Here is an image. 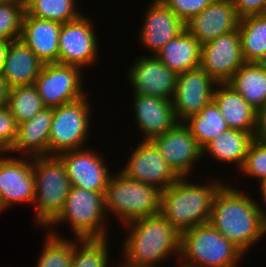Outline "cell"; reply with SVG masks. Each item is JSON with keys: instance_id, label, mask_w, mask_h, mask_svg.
Here are the masks:
<instances>
[{"instance_id": "1", "label": "cell", "mask_w": 266, "mask_h": 267, "mask_svg": "<svg viewBox=\"0 0 266 267\" xmlns=\"http://www.w3.org/2000/svg\"><path fill=\"white\" fill-rule=\"evenodd\" d=\"M233 187L226 181L217 191L209 223L246 255L265 236L266 228L257 202Z\"/></svg>"}, {"instance_id": "2", "label": "cell", "mask_w": 266, "mask_h": 267, "mask_svg": "<svg viewBox=\"0 0 266 267\" xmlns=\"http://www.w3.org/2000/svg\"><path fill=\"white\" fill-rule=\"evenodd\" d=\"M122 227L127 230L121 245L124 266L158 267L169 257L179 259L180 233L161 214L139 218Z\"/></svg>"}, {"instance_id": "3", "label": "cell", "mask_w": 266, "mask_h": 267, "mask_svg": "<svg viewBox=\"0 0 266 267\" xmlns=\"http://www.w3.org/2000/svg\"><path fill=\"white\" fill-rule=\"evenodd\" d=\"M219 180L196 184L180 177L162 191L160 214L179 233L209 223L215 194L225 184Z\"/></svg>"}, {"instance_id": "4", "label": "cell", "mask_w": 266, "mask_h": 267, "mask_svg": "<svg viewBox=\"0 0 266 267\" xmlns=\"http://www.w3.org/2000/svg\"><path fill=\"white\" fill-rule=\"evenodd\" d=\"M245 254L210 223L180 233L177 267H237Z\"/></svg>"}, {"instance_id": "5", "label": "cell", "mask_w": 266, "mask_h": 267, "mask_svg": "<svg viewBox=\"0 0 266 267\" xmlns=\"http://www.w3.org/2000/svg\"><path fill=\"white\" fill-rule=\"evenodd\" d=\"M161 193L156 186L135 181L119 170L109 178L104 193L105 212L117 216L122 225L160 214Z\"/></svg>"}, {"instance_id": "6", "label": "cell", "mask_w": 266, "mask_h": 267, "mask_svg": "<svg viewBox=\"0 0 266 267\" xmlns=\"http://www.w3.org/2000/svg\"><path fill=\"white\" fill-rule=\"evenodd\" d=\"M105 192H92L72 186L63 209L46 226L69 223L74 238L79 239H106L109 228L106 226ZM105 223V224H104ZM50 226V227H49Z\"/></svg>"}, {"instance_id": "7", "label": "cell", "mask_w": 266, "mask_h": 267, "mask_svg": "<svg viewBox=\"0 0 266 267\" xmlns=\"http://www.w3.org/2000/svg\"><path fill=\"white\" fill-rule=\"evenodd\" d=\"M36 224L46 227L63 209L72 187L64 164L57 156L33 157Z\"/></svg>"}, {"instance_id": "8", "label": "cell", "mask_w": 266, "mask_h": 267, "mask_svg": "<svg viewBox=\"0 0 266 267\" xmlns=\"http://www.w3.org/2000/svg\"><path fill=\"white\" fill-rule=\"evenodd\" d=\"M87 97V98H86ZM88 96L53 108L49 137V156L84 148L90 136L93 106Z\"/></svg>"}, {"instance_id": "9", "label": "cell", "mask_w": 266, "mask_h": 267, "mask_svg": "<svg viewBox=\"0 0 266 267\" xmlns=\"http://www.w3.org/2000/svg\"><path fill=\"white\" fill-rule=\"evenodd\" d=\"M83 70L77 66L46 63L34 82L45 107L55 108L86 96Z\"/></svg>"}, {"instance_id": "10", "label": "cell", "mask_w": 266, "mask_h": 267, "mask_svg": "<svg viewBox=\"0 0 266 267\" xmlns=\"http://www.w3.org/2000/svg\"><path fill=\"white\" fill-rule=\"evenodd\" d=\"M86 16L82 14L79 18L62 24L58 40V63L77 66L82 70L97 63L99 40L93 21Z\"/></svg>"}, {"instance_id": "11", "label": "cell", "mask_w": 266, "mask_h": 267, "mask_svg": "<svg viewBox=\"0 0 266 267\" xmlns=\"http://www.w3.org/2000/svg\"><path fill=\"white\" fill-rule=\"evenodd\" d=\"M0 156V213L14 204L31 203L35 197L33 157ZM4 155V156H3Z\"/></svg>"}, {"instance_id": "12", "label": "cell", "mask_w": 266, "mask_h": 267, "mask_svg": "<svg viewBox=\"0 0 266 267\" xmlns=\"http://www.w3.org/2000/svg\"><path fill=\"white\" fill-rule=\"evenodd\" d=\"M150 142L179 177H191L195 163L203 158L202 148L183 122Z\"/></svg>"}, {"instance_id": "13", "label": "cell", "mask_w": 266, "mask_h": 267, "mask_svg": "<svg viewBox=\"0 0 266 267\" xmlns=\"http://www.w3.org/2000/svg\"><path fill=\"white\" fill-rule=\"evenodd\" d=\"M244 63L238 29L201 45L200 67L217 83H227Z\"/></svg>"}, {"instance_id": "14", "label": "cell", "mask_w": 266, "mask_h": 267, "mask_svg": "<svg viewBox=\"0 0 266 267\" xmlns=\"http://www.w3.org/2000/svg\"><path fill=\"white\" fill-rule=\"evenodd\" d=\"M217 82L201 67L178 73L173 110L178 122L198 114L211 100Z\"/></svg>"}, {"instance_id": "15", "label": "cell", "mask_w": 266, "mask_h": 267, "mask_svg": "<svg viewBox=\"0 0 266 267\" xmlns=\"http://www.w3.org/2000/svg\"><path fill=\"white\" fill-rule=\"evenodd\" d=\"M57 157L64 164L72 186L92 192H105L112 172L100 152L84 147L63 152Z\"/></svg>"}, {"instance_id": "16", "label": "cell", "mask_w": 266, "mask_h": 267, "mask_svg": "<svg viewBox=\"0 0 266 267\" xmlns=\"http://www.w3.org/2000/svg\"><path fill=\"white\" fill-rule=\"evenodd\" d=\"M127 78L132 83L133 95L172 100L178 73L166 67L155 55H143L135 59Z\"/></svg>"}, {"instance_id": "17", "label": "cell", "mask_w": 266, "mask_h": 267, "mask_svg": "<svg viewBox=\"0 0 266 267\" xmlns=\"http://www.w3.org/2000/svg\"><path fill=\"white\" fill-rule=\"evenodd\" d=\"M130 155L120 171L135 181L163 191L180 178L150 141L142 140Z\"/></svg>"}, {"instance_id": "18", "label": "cell", "mask_w": 266, "mask_h": 267, "mask_svg": "<svg viewBox=\"0 0 266 267\" xmlns=\"http://www.w3.org/2000/svg\"><path fill=\"white\" fill-rule=\"evenodd\" d=\"M241 17L231 0H214L185 23L186 30L202 45L237 30Z\"/></svg>"}, {"instance_id": "19", "label": "cell", "mask_w": 266, "mask_h": 267, "mask_svg": "<svg viewBox=\"0 0 266 267\" xmlns=\"http://www.w3.org/2000/svg\"><path fill=\"white\" fill-rule=\"evenodd\" d=\"M152 2L143 15L139 40L144 48L155 55L165 44L178 37L186 26L161 0Z\"/></svg>"}, {"instance_id": "20", "label": "cell", "mask_w": 266, "mask_h": 267, "mask_svg": "<svg viewBox=\"0 0 266 267\" xmlns=\"http://www.w3.org/2000/svg\"><path fill=\"white\" fill-rule=\"evenodd\" d=\"M133 110L135 123L142 132L143 141H150L164 134L178 123L172 100L133 95Z\"/></svg>"}, {"instance_id": "21", "label": "cell", "mask_w": 266, "mask_h": 267, "mask_svg": "<svg viewBox=\"0 0 266 267\" xmlns=\"http://www.w3.org/2000/svg\"><path fill=\"white\" fill-rule=\"evenodd\" d=\"M62 24L24 14L20 40L44 64L58 63L59 33Z\"/></svg>"}, {"instance_id": "22", "label": "cell", "mask_w": 266, "mask_h": 267, "mask_svg": "<svg viewBox=\"0 0 266 267\" xmlns=\"http://www.w3.org/2000/svg\"><path fill=\"white\" fill-rule=\"evenodd\" d=\"M53 108L44 107L33 118L18 124L17 138L9 153L19 156H49Z\"/></svg>"}, {"instance_id": "23", "label": "cell", "mask_w": 266, "mask_h": 267, "mask_svg": "<svg viewBox=\"0 0 266 267\" xmlns=\"http://www.w3.org/2000/svg\"><path fill=\"white\" fill-rule=\"evenodd\" d=\"M213 100L220 108L229 129L248 132L256 137L257 111L231 85L217 83Z\"/></svg>"}, {"instance_id": "24", "label": "cell", "mask_w": 266, "mask_h": 267, "mask_svg": "<svg viewBox=\"0 0 266 267\" xmlns=\"http://www.w3.org/2000/svg\"><path fill=\"white\" fill-rule=\"evenodd\" d=\"M43 64L20 39L8 41V51L1 74L10 88L33 85Z\"/></svg>"}, {"instance_id": "25", "label": "cell", "mask_w": 266, "mask_h": 267, "mask_svg": "<svg viewBox=\"0 0 266 267\" xmlns=\"http://www.w3.org/2000/svg\"><path fill=\"white\" fill-rule=\"evenodd\" d=\"M256 137L248 132L236 129H228L217 135L213 140L202 148V157H210L227 164H235L241 169L248 149Z\"/></svg>"}, {"instance_id": "26", "label": "cell", "mask_w": 266, "mask_h": 267, "mask_svg": "<svg viewBox=\"0 0 266 267\" xmlns=\"http://www.w3.org/2000/svg\"><path fill=\"white\" fill-rule=\"evenodd\" d=\"M155 56L169 69L182 73L200 67L201 44L185 29Z\"/></svg>"}, {"instance_id": "27", "label": "cell", "mask_w": 266, "mask_h": 267, "mask_svg": "<svg viewBox=\"0 0 266 267\" xmlns=\"http://www.w3.org/2000/svg\"><path fill=\"white\" fill-rule=\"evenodd\" d=\"M227 83L256 111L266 101V70L255 62H245Z\"/></svg>"}, {"instance_id": "28", "label": "cell", "mask_w": 266, "mask_h": 267, "mask_svg": "<svg viewBox=\"0 0 266 267\" xmlns=\"http://www.w3.org/2000/svg\"><path fill=\"white\" fill-rule=\"evenodd\" d=\"M183 123L189 128L201 148L217 135L229 129L214 100H211L198 114L190 116Z\"/></svg>"}, {"instance_id": "29", "label": "cell", "mask_w": 266, "mask_h": 267, "mask_svg": "<svg viewBox=\"0 0 266 267\" xmlns=\"http://www.w3.org/2000/svg\"><path fill=\"white\" fill-rule=\"evenodd\" d=\"M238 32L245 62H256L266 51V15L242 17Z\"/></svg>"}, {"instance_id": "30", "label": "cell", "mask_w": 266, "mask_h": 267, "mask_svg": "<svg viewBox=\"0 0 266 267\" xmlns=\"http://www.w3.org/2000/svg\"><path fill=\"white\" fill-rule=\"evenodd\" d=\"M47 235L36 267H71L75 241L64 238L54 229H47ZM57 231V232H56Z\"/></svg>"}, {"instance_id": "31", "label": "cell", "mask_w": 266, "mask_h": 267, "mask_svg": "<svg viewBox=\"0 0 266 267\" xmlns=\"http://www.w3.org/2000/svg\"><path fill=\"white\" fill-rule=\"evenodd\" d=\"M24 2L27 15L61 24L73 21L83 14L76 8L75 0H24Z\"/></svg>"}, {"instance_id": "32", "label": "cell", "mask_w": 266, "mask_h": 267, "mask_svg": "<svg viewBox=\"0 0 266 267\" xmlns=\"http://www.w3.org/2000/svg\"><path fill=\"white\" fill-rule=\"evenodd\" d=\"M7 107L18 124L33 118L45 106L34 85L10 88Z\"/></svg>"}, {"instance_id": "33", "label": "cell", "mask_w": 266, "mask_h": 267, "mask_svg": "<svg viewBox=\"0 0 266 267\" xmlns=\"http://www.w3.org/2000/svg\"><path fill=\"white\" fill-rule=\"evenodd\" d=\"M109 241L106 239H78L74 243L71 267H107Z\"/></svg>"}, {"instance_id": "34", "label": "cell", "mask_w": 266, "mask_h": 267, "mask_svg": "<svg viewBox=\"0 0 266 267\" xmlns=\"http://www.w3.org/2000/svg\"><path fill=\"white\" fill-rule=\"evenodd\" d=\"M25 14L24 0L0 5V40L14 41L20 38Z\"/></svg>"}, {"instance_id": "35", "label": "cell", "mask_w": 266, "mask_h": 267, "mask_svg": "<svg viewBox=\"0 0 266 267\" xmlns=\"http://www.w3.org/2000/svg\"><path fill=\"white\" fill-rule=\"evenodd\" d=\"M240 174L257 179V183L266 182V139L256 137L251 143Z\"/></svg>"}, {"instance_id": "36", "label": "cell", "mask_w": 266, "mask_h": 267, "mask_svg": "<svg viewBox=\"0 0 266 267\" xmlns=\"http://www.w3.org/2000/svg\"><path fill=\"white\" fill-rule=\"evenodd\" d=\"M18 125L7 105L0 107V154H9L17 138Z\"/></svg>"}, {"instance_id": "37", "label": "cell", "mask_w": 266, "mask_h": 267, "mask_svg": "<svg viewBox=\"0 0 266 267\" xmlns=\"http://www.w3.org/2000/svg\"><path fill=\"white\" fill-rule=\"evenodd\" d=\"M184 23L201 13L214 0H161Z\"/></svg>"}, {"instance_id": "38", "label": "cell", "mask_w": 266, "mask_h": 267, "mask_svg": "<svg viewBox=\"0 0 266 267\" xmlns=\"http://www.w3.org/2000/svg\"><path fill=\"white\" fill-rule=\"evenodd\" d=\"M239 16L264 14L266 0H231Z\"/></svg>"}, {"instance_id": "39", "label": "cell", "mask_w": 266, "mask_h": 267, "mask_svg": "<svg viewBox=\"0 0 266 267\" xmlns=\"http://www.w3.org/2000/svg\"><path fill=\"white\" fill-rule=\"evenodd\" d=\"M256 137L266 139V101L257 111Z\"/></svg>"}, {"instance_id": "40", "label": "cell", "mask_w": 266, "mask_h": 267, "mask_svg": "<svg viewBox=\"0 0 266 267\" xmlns=\"http://www.w3.org/2000/svg\"><path fill=\"white\" fill-rule=\"evenodd\" d=\"M257 185L259 186V188H258V189H260L259 191H261L260 192L261 196H262L261 200H263L262 202L265 205V207H262V206H260V205H262V203L261 204L257 203V208L259 209V212H260V214L262 216V221H263L264 226L266 228V210L264 209V208H266V182H261V183H259Z\"/></svg>"}, {"instance_id": "41", "label": "cell", "mask_w": 266, "mask_h": 267, "mask_svg": "<svg viewBox=\"0 0 266 267\" xmlns=\"http://www.w3.org/2000/svg\"><path fill=\"white\" fill-rule=\"evenodd\" d=\"M10 87L8 86L5 78L0 73V107L7 105V98L9 95Z\"/></svg>"}, {"instance_id": "42", "label": "cell", "mask_w": 266, "mask_h": 267, "mask_svg": "<svg viewBox=\"0 0 266 267\" xmlns=\"http://www.w3.org/2000/svg\"><path fill=\"white\" fill-rule=\"evenodd\" d=\"M7 51H8V41L0 40V73L3 68L4 62L6 60Z\"/></svg>"}, {"instance_id": "43", "label": "cell", "mask_w": 266, "mask_h": 267, "mask_svg": "<svg viewBox=\"0 0 266 267\" xmlns=\"http://www.w3.org/2000/svg\"><path fill=\"white\" fill-rule=\"evenodd\" d=\"M262 69L266 70V51L255 62Z\"/></svg>"}, {"instance_id": "44", "label": "cell", "mask_w": 266, "mask_h": 267, "mask_svg": "<svg viewBox=\"0 0 266 267\" xmlns=\"http://www.w3.org/2000/svg\"><path fill=\"white\" fill-rule=\"evenodd\" d=\"M14 1H17V0H0V5L1 4H7V3H10V2H14Z\"/></svg>"}, {"instance_id": "45", "label": "cell", "mask_w": 266, "mask_h": 267, "mask_svg": "<svg viewBox=\"0 0 266 267\" xmlns=\"http://www.w3.org/2000/svg\"><path fill=\"white\" fill-rule=\"evenodd\" d=\"M117 267H127V266H124L123 264H121V263L119 262V266H117Z\"/></svg>"}, {"instance_id": "46", "label": "cell", "mask_w": 266, "mask_h": 267, "mask_svg": "<svg viewBox=\"0 0 266 267\" xmlns=\"http://www.w3.org/2000/svg\"><path fill=\"white\" fill-rule=\"evenodd\" d=\"M264 14L266 15V3H265V6H264Z\"/></svg>"}]
</instances>
